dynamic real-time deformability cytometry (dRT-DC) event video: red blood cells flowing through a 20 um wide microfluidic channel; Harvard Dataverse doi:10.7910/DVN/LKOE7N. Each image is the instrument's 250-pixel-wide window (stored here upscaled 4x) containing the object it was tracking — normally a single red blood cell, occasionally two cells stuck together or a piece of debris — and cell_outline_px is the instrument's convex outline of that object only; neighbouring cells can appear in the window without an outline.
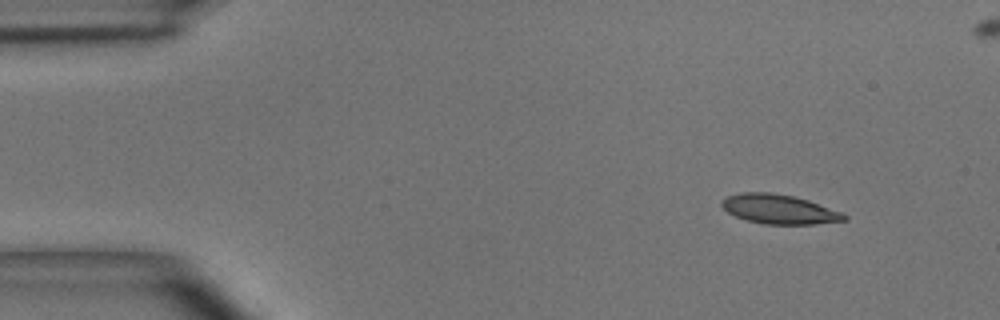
{"species": "common noctule bat (a hibernating species)", "species_latin": "Nyctalus noctula", "temperature_condition": "room temperature", "stored_images_in_passage": 3, "camera_frame_rate_fps": 3000, "um_per_image_px": 0.085, "animal": {"sex": "male", "body_mass_g": 15.6}, "frame": {"image": 1, "passage_image": 1, "time_ms": 0.0, "image_size_px": [1000, 320], "cell_outline_px": [[848, 220], [812, 224], [764, 224], [748, 220], [736, 216], [728, 212], [720, 204], [728, 196], [740, 192], [772, 192], [792, 196], [808, 200], [844, 212], [848, 216]], "centroid_in_image_um": [66.28, 17.78], "position_along_channel_um": 18.7, "area_um2": 20.92}}